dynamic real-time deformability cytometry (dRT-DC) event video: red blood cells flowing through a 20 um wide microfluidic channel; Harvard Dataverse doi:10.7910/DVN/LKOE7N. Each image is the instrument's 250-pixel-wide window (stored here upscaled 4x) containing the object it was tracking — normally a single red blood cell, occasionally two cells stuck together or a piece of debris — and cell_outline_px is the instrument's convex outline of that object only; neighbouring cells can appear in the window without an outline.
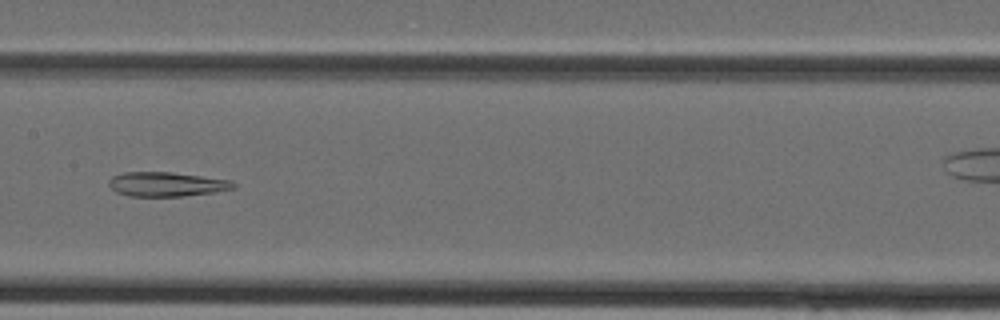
{"species": "Egyptian fruit bat (a non-hibernating species)", "species_latin": "Rousettus aegyptiacus", "temperature_condition": "cold", "stored_images_in_passage": 30, "camera_frame_rate_fps": 3000, "um_per_image_px": 0.085, "animal": {"sex": "female"}, "frame": {"image": 1, "passage_image": 15, "time_ms": 4.667, "image_size_px": [1000, 320], "cell_outline_px": [[236, 188], [216, 192], [184, 196], [128, 196], [116, 192], [108, 184], [108, 180], [112, 176], [124, 172], [172, 172], [232, 180], [236, 184]], "centroid_in_image_um": [14.18, 15.66], "position_along_channel_um": 193.2, "area_um2": 17.86}}
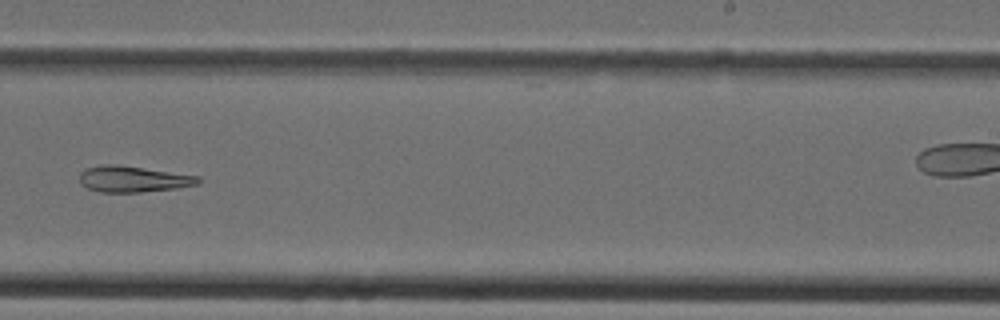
{"frame": {"image": 2, "passage_image": 20, "time_ms": 6.333, "image_size_px": [1000, 320], "cell_outline_px": [[200, 184], [176, 188], [140, 192], [100, 192], [88, 188], [80, 184], [80, 172], [84, 168], [100, 164], [116, 164], [200, 176]], "centroid_in_image_um": [11.29, 15.21], "position_along_channel_um": 277.7, "area_um2": 18.15}}
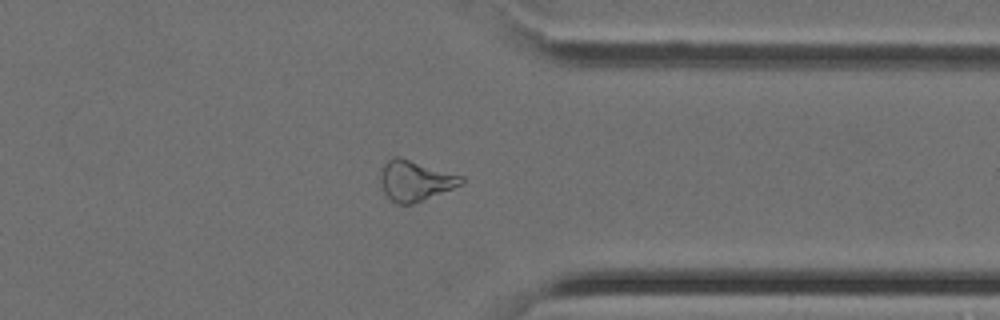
{"frame": {"image": 3, "passage_image": 26, "time_ms": 8.333, "image_size_px": [1000, 320], "cell_outline_px": [[464, 184], [412, 204], [396, 204], [384, 192], [380, 180], [380, 172], [384, 164], [392, 156], [400, 156], [464, 176]], "centroid_in_image_um": [35.3, 15.34], "position_along_channel_um": 376.1, "area_um2": 19.13}}